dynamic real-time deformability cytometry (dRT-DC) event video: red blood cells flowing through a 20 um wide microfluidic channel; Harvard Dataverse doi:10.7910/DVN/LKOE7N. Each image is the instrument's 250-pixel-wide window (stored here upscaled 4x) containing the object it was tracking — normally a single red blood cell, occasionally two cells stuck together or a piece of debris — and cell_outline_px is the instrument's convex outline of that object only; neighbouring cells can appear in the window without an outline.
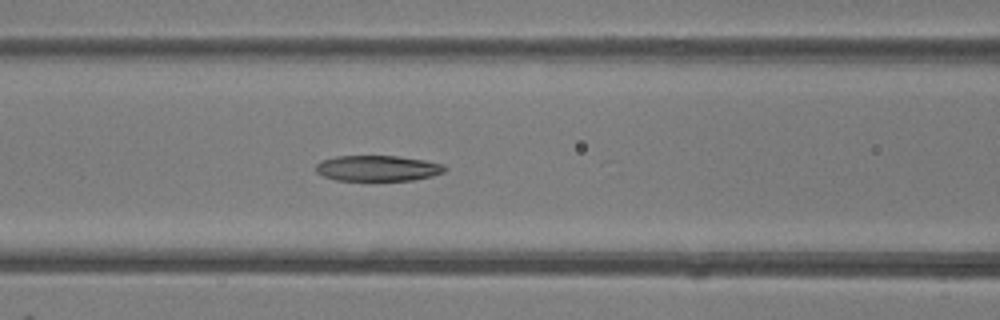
{"species": "common noctule bat (a hibernating species)", "species_latin": "Nyctalus noctula", "temperature_condition": "room temperature", "stored_images_in_passage": 25, "camera_frame_rate_fps": 3000, "um_per_image_px": 0.085, "animal": {"sex": "female"}, "frame": {"image": 1, "passage_image": 21, "time_ms": 6.667, "image_size_px": [1000, 320], "cell_outline_px": [[448, 168], [444, 172], [432, 176], [412, 180], [336, 180], [324, 176], [316, 172], [316, 164], [320, 160], [336, 156], [396, 156], [424, 160], [444, 164]], "centroid_in_image_um": [32.1, 14.29], "position_along_channel_um": 134.5, "area_um2": 19.31}}
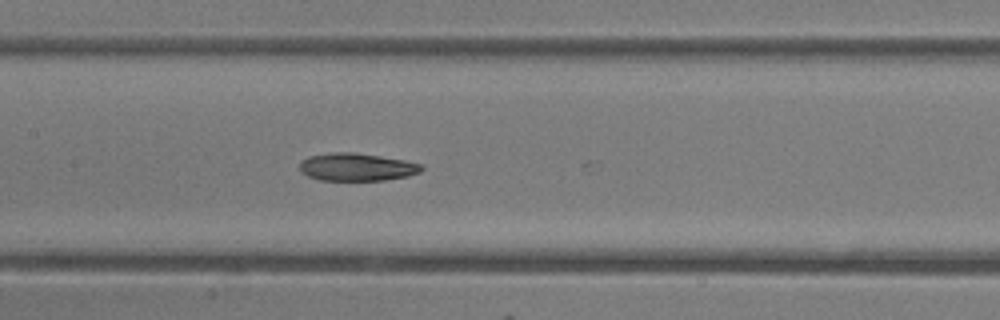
{"frame": {"image": 2, "passage_image": 24, "time_ms": 7.667, "image_size_px": [1000, 320], "cell_outline_px": [[424, 168], [420, 172], [408, 176], [384, 180], [320, 180], [308, 176], [300, 172], [300, 164], [308, 156], [332, 152], [356, 152], [404, 160], [424, 164]], "centroid_in_image_um": [30.35, 14.19], "position_along_channel_um": 177.1, "area_um2": 19.77}}